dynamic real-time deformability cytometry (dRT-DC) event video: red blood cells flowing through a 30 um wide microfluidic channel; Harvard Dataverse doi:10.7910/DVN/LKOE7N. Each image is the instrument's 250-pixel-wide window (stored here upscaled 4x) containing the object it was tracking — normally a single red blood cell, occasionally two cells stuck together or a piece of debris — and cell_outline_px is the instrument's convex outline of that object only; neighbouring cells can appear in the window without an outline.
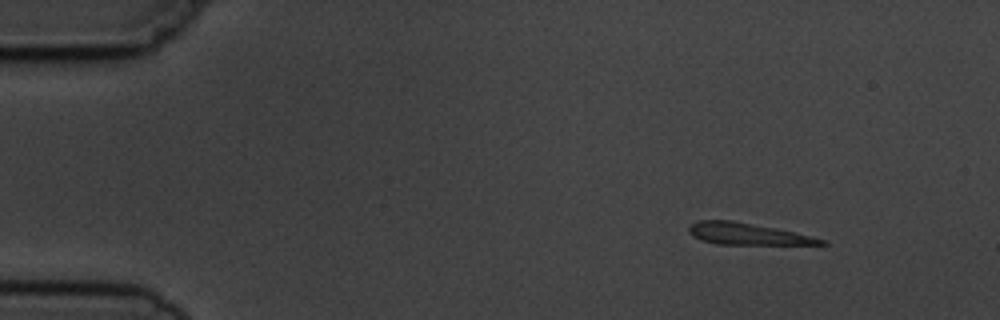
{"species": "common noctule bat (a hibernating species)", "species_latin": "Nyctalus noctula", "temperature_condition": "cold", "stored_images_in_passage": 3, "camera_frame_rate_fps": 3000, "um_per_image_px": 0.085, "animal": {"sex": "male", "body_mass_g": 19.5, "forearm_length_mm": 54.6}, "frame": {"image": 1, "passage_image": 1, "time_ms": 0.0, "image_size_px": [1000, 320], "cell_outline_px": [[828, 244], [716, 244], [700, 240], [692, 236], [688, 232], [688, 224], [696, 220], [732, 220], [776, 228], [812, 236], [828, 240]], "centroid_in_image_um": [63.46, 19.87], "position_along_channel_um": 21.5, "area_um2": 16.82}}
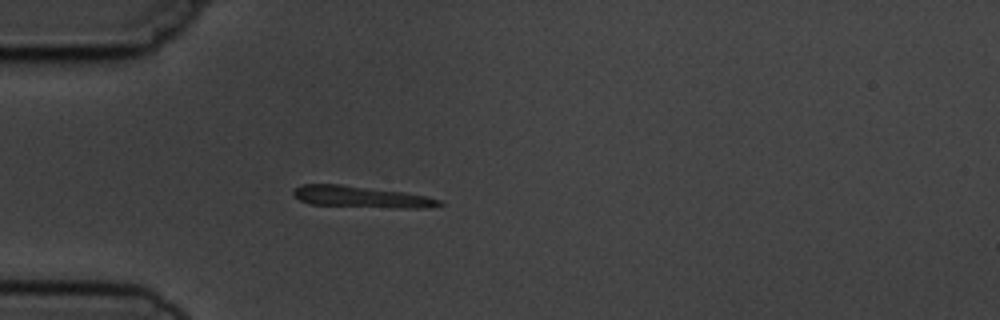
{"frame": {"image": 2, "passage_image": 3, "time_ms": 3.0, "image_size_px": [1000, 320], "cell_outline_px": [[444, 204], [424, 208], [392, 208], [312, 204], [300, 200], [292, 192], [296, 188], [304, 184], [340, 184], [404, 192], [428, 196], [440, 200]], "centroid_in_image_um": [30.75, 16.73], "position_along_channel_um": 54.3, "area_um2": 18.09}}